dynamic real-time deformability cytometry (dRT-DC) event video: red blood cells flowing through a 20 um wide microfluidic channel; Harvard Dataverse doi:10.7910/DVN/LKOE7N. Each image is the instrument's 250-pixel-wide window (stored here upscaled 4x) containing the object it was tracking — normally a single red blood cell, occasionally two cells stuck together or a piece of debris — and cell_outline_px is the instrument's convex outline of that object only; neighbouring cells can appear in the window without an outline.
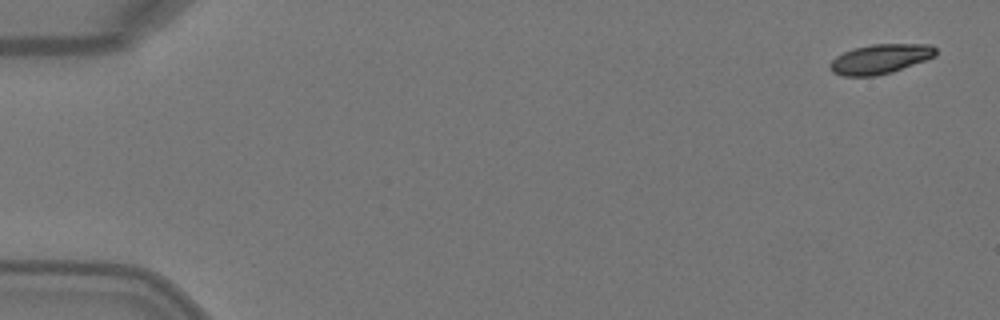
{"species": "Egyptian fruit bat (a non-hibernating species)", "species_latin": "Rousettus aegyptiacus", "temperature_condition": "warm", "stored_images_in_passage": 5, "camera_frame_rate_fps": 3000, "um_per_image_px": 0.085, "animal": {"sex": "female"}, "frame": {"image": 1, "passage_image": 1, "time_ms": 0.0, "image_size_px": [1000, 320], "cell_outline_px": [[936, 56], [892, 72], [876, 76], [844, 76], [832, 72], [828, 68], [828, 64], [836, 56], [852, 48], [872, 44], [932, 44], [936, 48]], "centroid_in_image_um": [74.79, 5.01], "position_along_channel_um": 10.2, "area_um2": 18.38}}
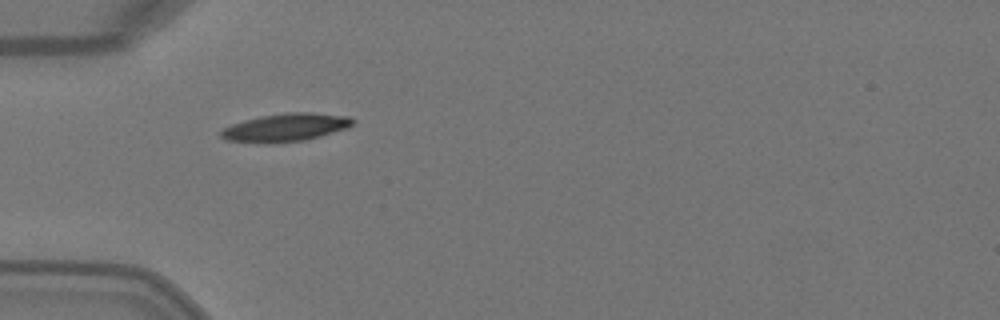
{"frame": {"image": 2, "passage_image": 4, "time_ms": 1.0, "image_size_px": [1000, 320], "cell_outline_px": [[356, 120], [348, 128], [320, 136], [304, 140], [228, 140], [220, 136], [220, 132], [224, 128], [232, 124], [244, 120], [260, 116], [284, 112], [312, 112], [348, 116]], "centroid_in_image_um": [24.38, 10.76], "position_along_channel_um": 60.6, "area_um2": 20.52}}
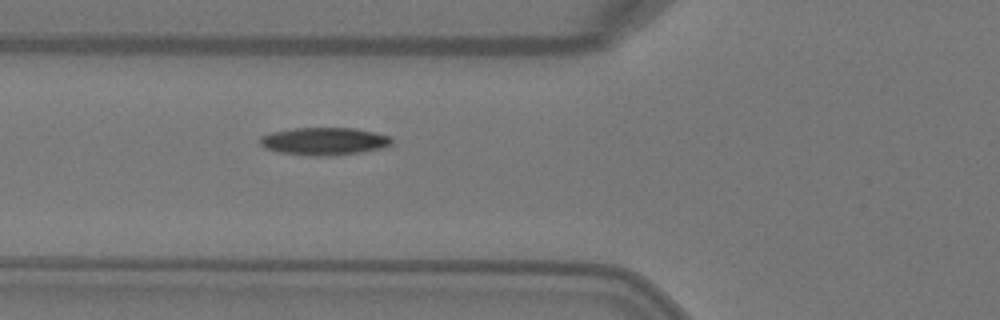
{"frame": {"image": 3, "passage_image": 5, "time_ms": 1.333, "image_size_px": [1000, 320], "cell_outline_px": [[392, 144], [380, 148], [360, 152], [332, 156], [308, 156], [280, 152], [264, 148], [260, 144], [260, 136], [272, 132], [292, 128], [352, 128], [392, 136]], "centroid_in_image_um": [27.53, 12.01], "position_along_channel_um": 98.3, "area_um2": 21.21}}